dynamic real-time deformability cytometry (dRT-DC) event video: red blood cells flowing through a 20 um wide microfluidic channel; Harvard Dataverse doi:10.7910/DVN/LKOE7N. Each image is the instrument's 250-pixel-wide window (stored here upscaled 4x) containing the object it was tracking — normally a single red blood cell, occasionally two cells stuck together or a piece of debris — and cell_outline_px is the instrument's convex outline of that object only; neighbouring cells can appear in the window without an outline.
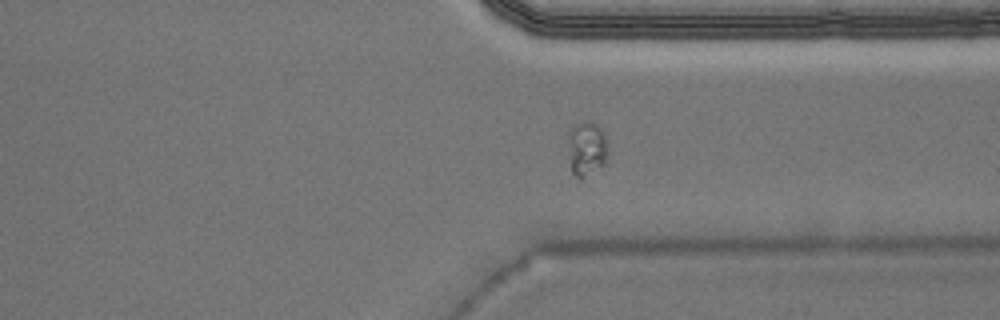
{"species": "Egyptian fruit bat (a non-hibernating species)", "species_latin": "Rousettus aegyptiacus", "temperature_condition": "warm", "stored_images_in_passage": 35, "camera_frame_rate_fps": 3000, "um_per_image_px": 0.085, "animal": {"sex": "male"}, "frame": {"image": 1, "passage_image": 23, "time_ms": 7.333, "image_size_px": [1000, 320], "cell_outline_px": [[608, 152], [604, 164], [580, 180], [572, 172], [568, 144], [568, 132], [576, 124], [584, 120], [596, 124], [604, 132]], "centroid_in_image_um": [49.86, 12.62], "position_along_channel_um": 361.5, "area_um2": 12.6}}
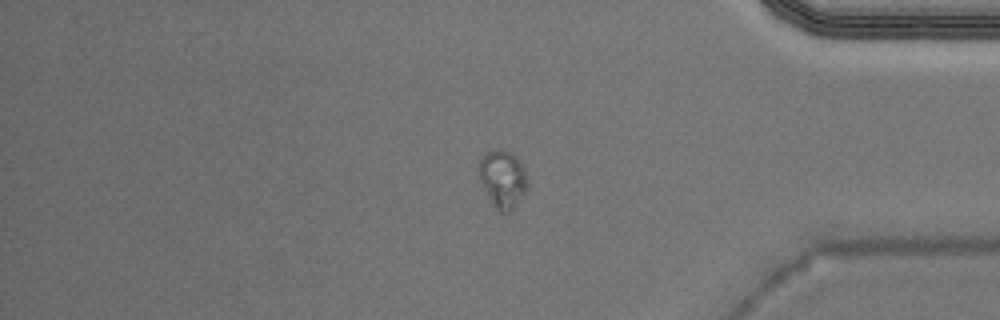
{"frame": {"image": 2, "passage_image": 27, "time_ms": 8.667, "image_size_px": [1000, 320], "cell_outline_px": [[528, 184], [524, 192], [516, 204], [508, 212], [500, 212], [492, 200], [480, 180], [476, 168], [484, 152], [508, 152], [524, 168]], "centroid_in_image_um": [42.7, 15.21], "position_along_channel_um": 392.5, "area_um2": 15.37}}
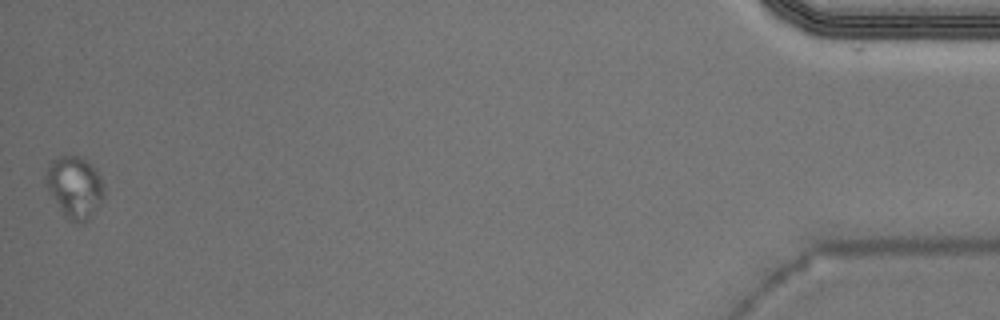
{"frame": {"image": 3, "passage_image": 35, "time_ms": 11.333, "image_size_px": [1000, 320], "cell_outline_px": [[104, 196], [92, 212], [84, 220], [68, 220], [64, 216], [48, 192], [44, 180], [44, 176], [48, 164], [52, 160], [64, 156], [80, 156], [92, 164], [96, 168], [104, 184]], "centroid_in_image_um": [6.31, 15.84], "position_along_channel_um": 428.9, "area_um2": 20.69}}